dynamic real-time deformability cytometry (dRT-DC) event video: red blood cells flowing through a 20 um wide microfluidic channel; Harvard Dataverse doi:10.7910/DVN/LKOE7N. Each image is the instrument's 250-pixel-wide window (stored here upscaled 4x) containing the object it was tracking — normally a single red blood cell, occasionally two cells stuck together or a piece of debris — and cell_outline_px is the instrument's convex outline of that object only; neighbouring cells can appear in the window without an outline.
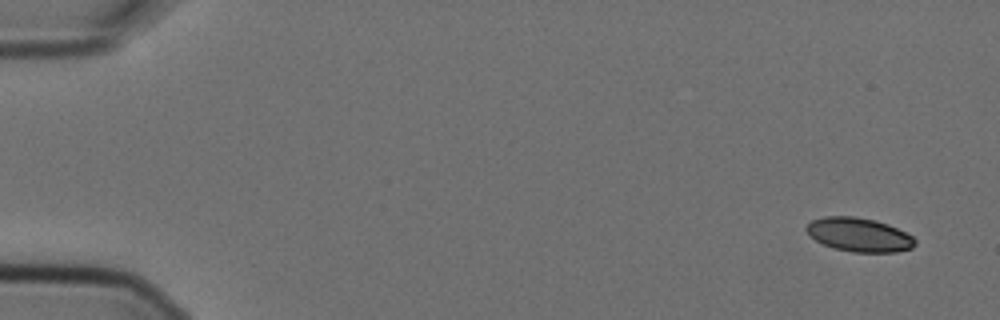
{"species": "Egyptian fruit bat (a non-hibernating species)", "species_latin": "Rousettus aegyptiacus", "temperature_condition": "cold", "stored_images_in_passage": 7, "camera_frame_rate_fps": 3000, "um_per_image_px": 0.085, "animal": {"sex": "female"}, "frame": {"image": 1, "passage_image": 1, "time_ms": 0.0, "image_size_px": [1000, 320], "cell_outline_px": [[916, 244], [912, 248], [896, 252], [852, 252], [832, 248], [816, 240], [804, 228], [812, 220], [824, 216], [852, 216], [876, 220], [888, 224], [912, 236], [916, 240]], "centroid_in_image_um": [73.03, 19.95], "position_along_channel_um": 12.0, "area_um2": 21.39}}
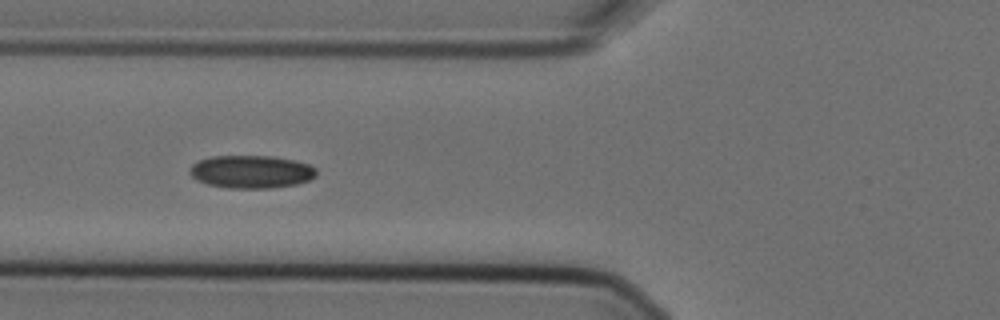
{"frame": {"image": 2, "passage_image": 6, "time_ms": 1.667, "image_size_px": [1000, 320], "cell_outline_px": [[316, 176], [308, 180], [296, 184], [272, 188], [228, 188], [208, 184], [196, 180], [188, 172], [188, 168], [196, 160], [212, 156], [272, 156], [292, 160], [308, 164], [316, 168]], "centroid_in_image_um": [21.3, 14.59], "position_along_channel_um": 104.5, "area_um2": 24.39}}
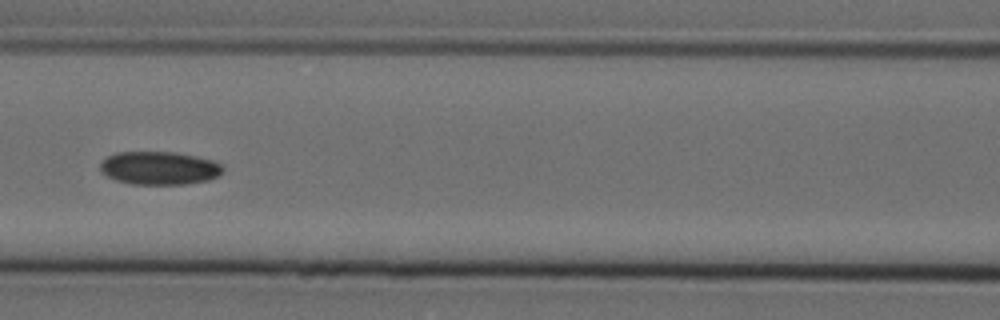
{"frame": {"image": 3, "passage_image": 7, "time_ms": 2.0, "image_size_px": [1000, 320], "cell_outline_px": [[224, 172], [208, 180], [184, 184], [132, 184], [116, 180], [108, 176], [100, 168], [100, 164], [108, 156], [116, 152], [176, 152], [196, 156], [212, 160], [220, 164], [224, 168]], "centroid_in_image_um": [13.56, 14.28], "position_along_channel_um": 153.0, "area_um2": 23.58}}